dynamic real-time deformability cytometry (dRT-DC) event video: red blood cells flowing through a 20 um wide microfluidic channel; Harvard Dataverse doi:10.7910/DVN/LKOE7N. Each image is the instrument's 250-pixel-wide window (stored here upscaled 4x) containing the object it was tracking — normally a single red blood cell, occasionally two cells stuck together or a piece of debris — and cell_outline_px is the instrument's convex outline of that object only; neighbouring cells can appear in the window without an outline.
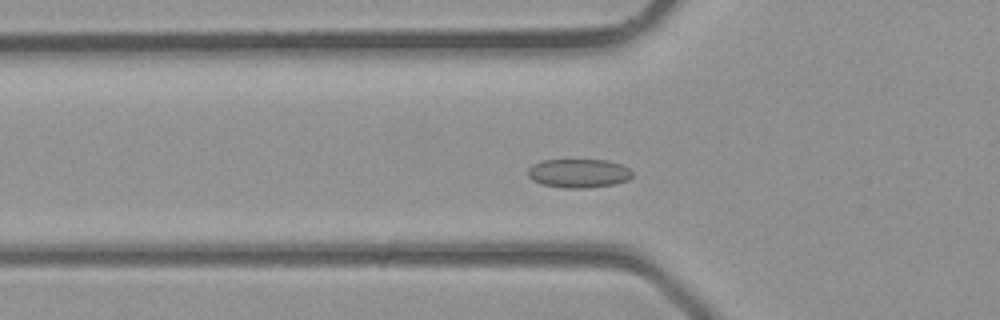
{"species": "common noctule bat (a hibernating species)", "species_latin": "Nyctalus noctula", "temperature_condition": "room temperature", "stored_images_in_passage": 31, "camera_frame_rate_fps": 3000, "um_per_image_px": 0.085, "animal": {"sex": "male", "body_mass_g": 23.1, "forearm_length_mm": 52.7}, "frame": {"image": 1, "passage_image": 5, "time_ms": 1.333, "image_size_px": [1000, 320], "cell_outline_px": [[632, 176], [628, 180], [616, 184], [584, 188], [564, 188], [540, 184], [532, 180], [528, 176], [528, 168], [532, 164], [540, 160], [608, 160], [620, 164], [628, 168], [632, 172]], "centroid_in_image_um": [49.16, 14.73], "position_along_channel_um": 76.6, "area_um2": 17.69}}
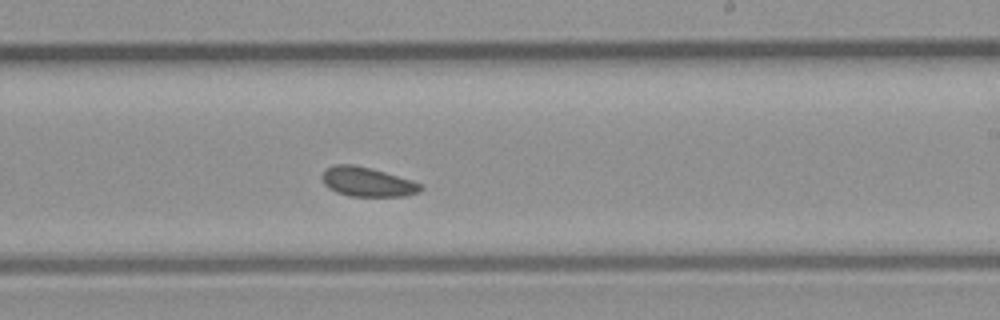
{"frame": {"image": 2, "passage_image": 15, "time_ms": 4.667, "image_size_px": [1000, 320], "cell_outline_px": [[424, 188], [420, 192], [404, 196], [352, 196], [336, 192], [328, 188], [324, 184], [320, 176], [328, 168], [336, 164], [352, 164], [372, 168], [412, 180], [424, 184]], "centroid_in_image_um": [31.25, 15.46], "position_along_channel_um": 257.7, "area_um2": 16.99}}
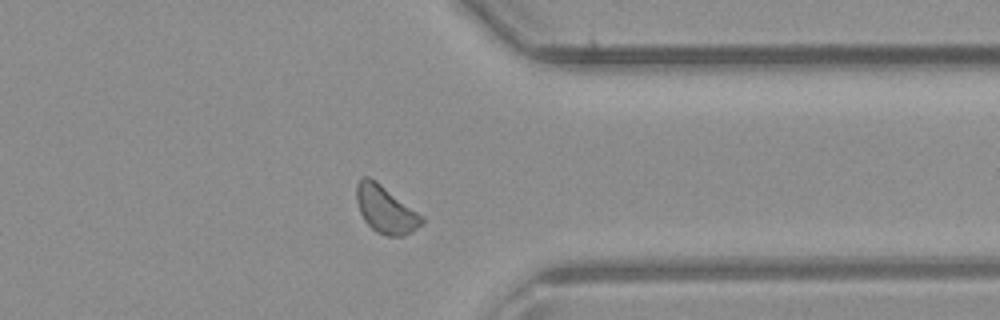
{"frame": {"image": 3, "passage_image": 22, "time_ms": 7.0, "image_size_px": [1000, 320], "cell_outline_px": [[424, 220], [412, 232], [404, 236], [388, 236], [376, 232], [364, 220], [360, 212], [356, 200], [356, 184], [364, 176], [368, 176], [376, 180], [424, 216]], "centroid_in_image_um": [32.77, 17.8], "position_along_channel_um": 378.6, "area_um2": 18.03}}